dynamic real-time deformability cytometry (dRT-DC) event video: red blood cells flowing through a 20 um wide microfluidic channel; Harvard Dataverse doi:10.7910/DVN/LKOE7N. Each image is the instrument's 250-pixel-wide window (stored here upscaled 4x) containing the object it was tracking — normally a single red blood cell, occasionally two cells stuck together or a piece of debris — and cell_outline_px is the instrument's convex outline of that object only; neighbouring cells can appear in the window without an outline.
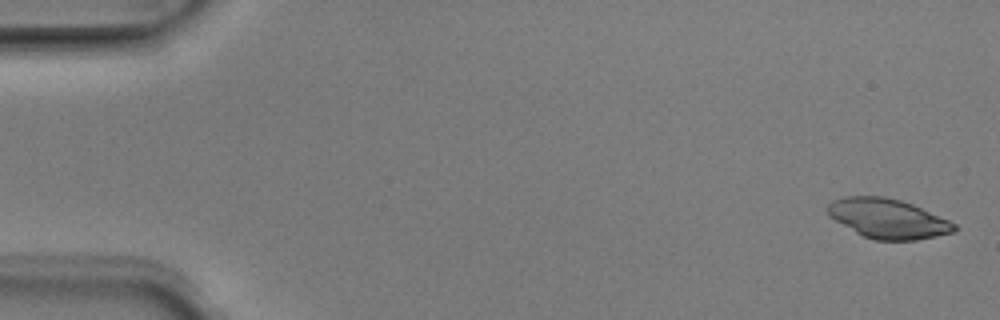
{"species": "Egyptian fruit bat (a non-hibernating species)", "species_latin": "Rousettus aegyptiacus", "temperature_condition": "room temperature", "stored_images_in_passage": 6, "camera_frame_rate_fps": 3000, "um_per_image_px": 0.085, "animal": {"sex": "male"}, "frame": {"image": 1, "passage_image": 1, "time_ms": 0.0, "image_size_px": [1000, 320], "cell_outline_px": [[960, 228], [956, 232], [916, 240], [876, 240], [864, 236], [856, 232], [828, 216], [828, 204], [832, 200], [844, 196], [884, 196], [900, 200], [912, 204], [948, 220], [956, 224]], "centroid_in_image_um": [75.48, 18.58], "position_along_channel_um": 9.5, "area_um2": 29.13}}